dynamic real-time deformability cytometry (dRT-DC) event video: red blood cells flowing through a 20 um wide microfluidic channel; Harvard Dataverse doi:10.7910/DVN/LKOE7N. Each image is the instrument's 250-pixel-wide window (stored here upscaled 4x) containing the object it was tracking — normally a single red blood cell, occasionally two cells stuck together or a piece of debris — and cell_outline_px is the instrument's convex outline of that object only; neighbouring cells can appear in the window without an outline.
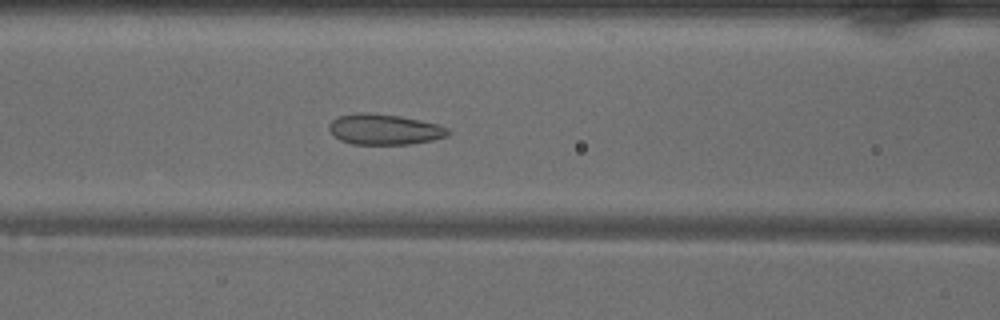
{"species": "common noctule bat (a hibernating species)", "species_latin": "Nyctalus noctula", "temperature_condition": "warm", "stored_images_in_passage": 49, "camera_frame_rate_fps": 3000, "um_per_image_px": 0.085, "animal": {"sex": "male", "body_mass_g": 18.8}, "frame": {"image": 1, "passage_image": 19, "time_ms": 6.0, "image_size_px": [1000, 320], "cell_outline_px": [[452, 132], [448, 136], [432, 140], [412, 144], [352, 144], [340, 140], [328, 128], [328, 124], [332, 120], [340, 116], [360, 112], [368, 112], [400, 116], [420, 120], [436, 124], [448, 128]], "centroid_in_image_um": [32.69, 11.0], "position_along_channel_um": 133.9, "area_um2": 21.21}}
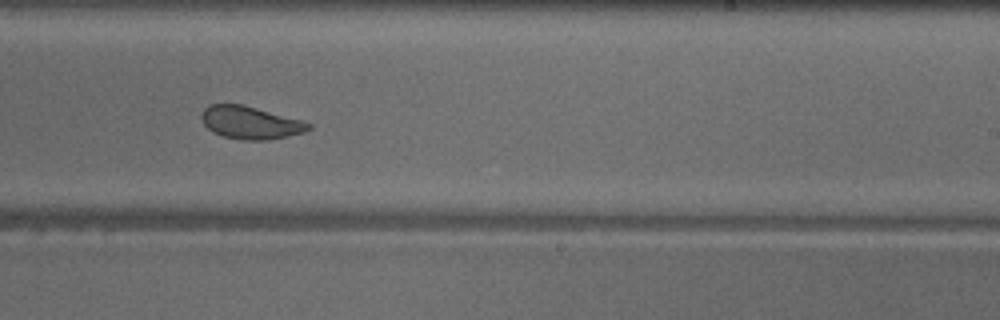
{"frame": {"image": 2, "passage_image": 29, "time_ms": 9.333, "image_size_px": [1000, 320], "cell_outline_px": [[312, 128], [304, 132], [288, 136], [268, 140], [244, 140], [224, 136], [212, 132], [204, 124], [200, 116], [204, 108], [208, 104], [244, 104], [300, 120], [312, 124]], "centroid_in_image_um": [21.27, 10.42], "position_along_channel_um": 267.7, "area_um2": 20.4}}
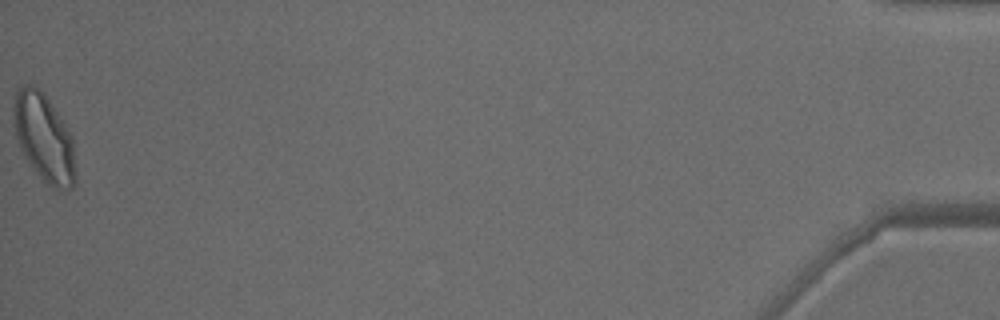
{"frame": {"image": 3, "passage_image": 49, "time_ms": 16.0, "image_size_px": [1000, 320], "cell_outline_px": [[76, 180], [72, 188], [60, 192], [52, 188], [36, 172], [24, 156], [20, 148], [12, 124], [12, 112], [16, 92], [24, 84], [36, 84], [44, 92], [72, 136], [76, 176]], "centroid_in_image_um": [3.73, 11.71], "position_along_channel_um": 431.5, "area_um2": 32.08}, "authors_computed_cell_mechanics": {"area_um2": 23.7558, "velocity_mm_per_s": 4.0152, "shape_relaxation_time_tau1_ms": 6.5779, "shape_relaxation_time_tau2_ms": 1.1534, "deformation_change_tau1": 0.1416, "deformation_change_tau2": 0.0553}}